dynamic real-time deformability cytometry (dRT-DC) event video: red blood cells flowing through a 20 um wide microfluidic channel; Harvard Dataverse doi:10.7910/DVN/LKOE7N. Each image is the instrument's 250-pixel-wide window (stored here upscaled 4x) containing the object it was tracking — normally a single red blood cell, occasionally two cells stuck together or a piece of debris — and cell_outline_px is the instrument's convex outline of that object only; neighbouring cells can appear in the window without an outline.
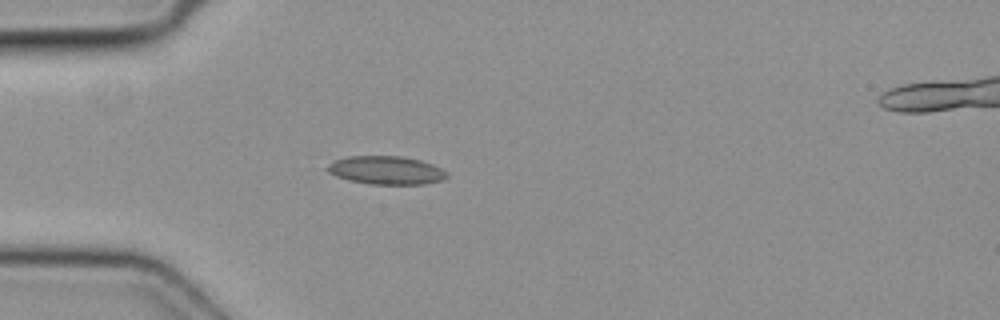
{"species": "common noctule bat (a hibernating species)", "species_latin": "Nyctalus noctula", "temperature_condition": "cold", "stored_images_in_passage": 4, "camera_frame_rate_fps": 3000, "um_per_image_px": 0.085, "animal": {"sex": "female", "body_mass_g": 19.3, "forearm_length_mm": 54.1}, "frame": {"image": 1, "passage_image": 3, "time_ms": 0.667, "image_size_px": [1000, 320], "cell_outline_px": [[448, 176], [444, 180], [424, 184], [368, 184], [348, 180], [336, 176], [328, 172], [324, 168], [336, 160], [348, 156], [400, 156], [420, 160], [432, 164], [448, 172]], "centroid_in_image_um": [32.83, 14.48], "position_along_channel_um": 52.2, "area_um2": 19.77}}